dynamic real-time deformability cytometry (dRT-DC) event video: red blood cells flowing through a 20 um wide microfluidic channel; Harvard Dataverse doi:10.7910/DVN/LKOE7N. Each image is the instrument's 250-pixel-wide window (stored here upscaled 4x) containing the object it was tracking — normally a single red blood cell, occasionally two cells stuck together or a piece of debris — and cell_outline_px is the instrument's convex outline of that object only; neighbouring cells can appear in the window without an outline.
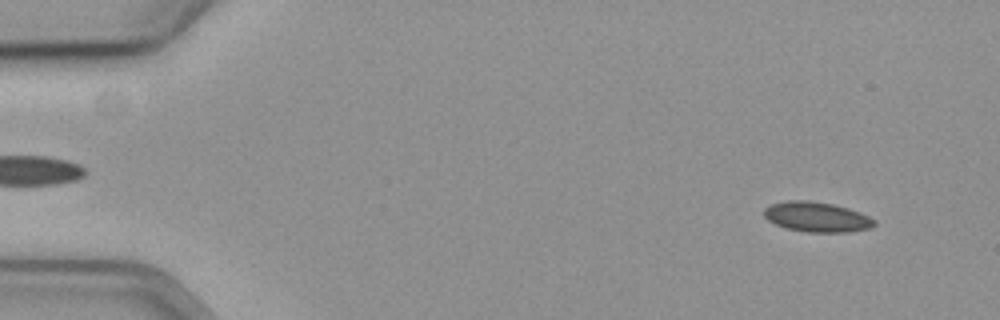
{"species": "common noctule bat (a hibernating species)", "species_latin": "Nyctalus noctula", "temperature_condition": "cold", "stored_images_in_passage": 58, "camera_frame_rate_fps": 3000, "um_per_image_px": 0.085, "animal": {"sex": "female", "body_mass_g": 19.3, "forearm_length_mm": 54.1}, "frame": {"image": 1, "passage_image": 5, "time_ms": 1.333, "image_size_px": [1000, 320], "cell_outline_px": [[876, 224], [868, 228], [848, 232], [808, 232], [784, 228], [768, 220], [764, 216], [764, 208], [772, 204], [788, 200], [808, 200], [832, 204], [848, 208], [860, 212], [876, 220]], "centroid_in_image_um": [69.42, 18.44], "position_along_channel_um": 15.6, "area_um2": 19.25}}
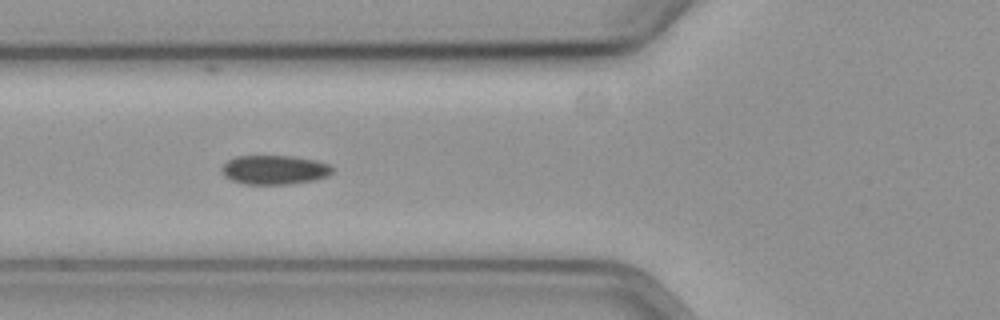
{"frame": {"image": 2, "passage_image": 22, "time_ms": 7.0, "image_size_px": [1000, 320], "cell_outline_px": [[332, 172], [328, 176], [312, 180], [288, 184], [244, 184], [232, 180], [224, 176], [220, 168], [228, 160], [236, 156], [288, 156], [316, 160], [328, 164], [332, 168]], "centroid_in_image_um": [23.29, 14.43], "position_along_channel_um": 102.5, "area_um2": 18.67}}
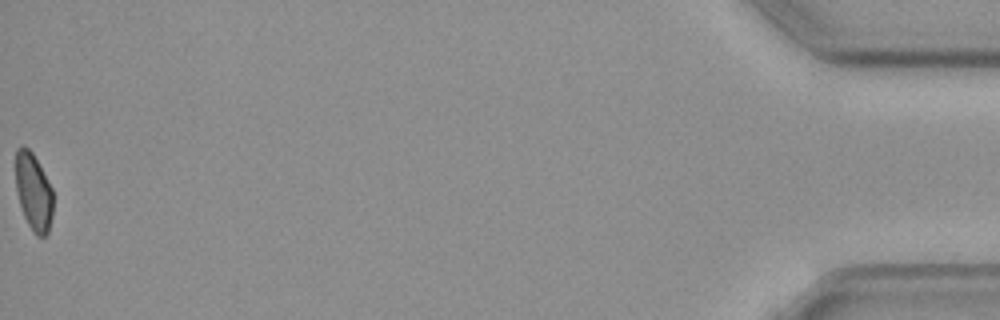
{"frame": {"image": 3, "passage_image": 58, "time_ms": 19.0, "image_size_px": [1000, 320], "cell_outline_px": [[52, 216], [48, 232], [44, 236], [36, 236], [32, 232], [24, 216], [16, 192], [16, 148], [28, 148], [32, 152], [52, 188]], "centroid_in_image_um": [2.85, 16.35], "position_along_channel_um": 432.4, "area_um2": 16.65}}